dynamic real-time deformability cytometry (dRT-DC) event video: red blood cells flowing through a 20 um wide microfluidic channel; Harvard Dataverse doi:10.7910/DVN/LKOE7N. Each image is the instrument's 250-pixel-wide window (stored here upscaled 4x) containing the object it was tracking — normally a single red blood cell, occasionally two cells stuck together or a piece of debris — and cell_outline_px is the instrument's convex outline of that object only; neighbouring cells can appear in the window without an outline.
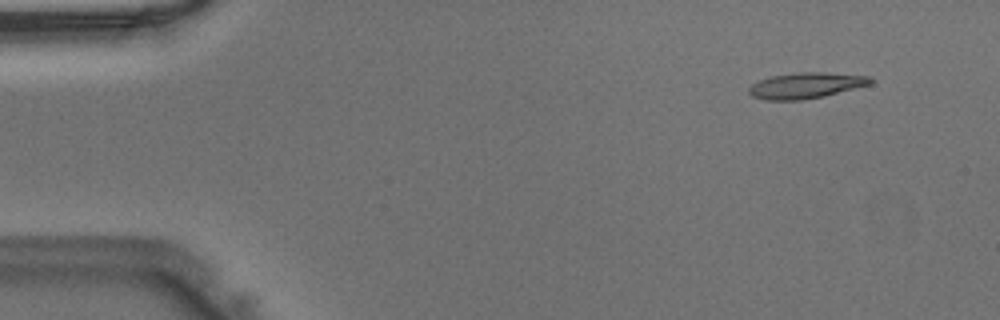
{"species": "Egyptian fruit bat (a non-hibernating species)", "species_latin": "Rousettus aegyptiacus", "temperature_condition": "warm", "stored_images_in_passage": 44, "camera_frame_rate_fps": 3000, "um_per_image_px": 0.085, "animal": {"sex": "male"}, "frame": {"image": 1, "passage_image": 3, "time_ms": 0.667, "image_size_px": [1000, 320], "cell_outline_px": [[872, 80], [868, 84], [820, 96], [792, 100], [772, 100], [756, 96], [752, 92], [752, 88], [756, 84], [764, 80], [776, 76], [860, 76]], "centroid_in_image_um": [68.44, 7.35], "position_along_channel_um": 16.6, "area_um2": 15.03}}
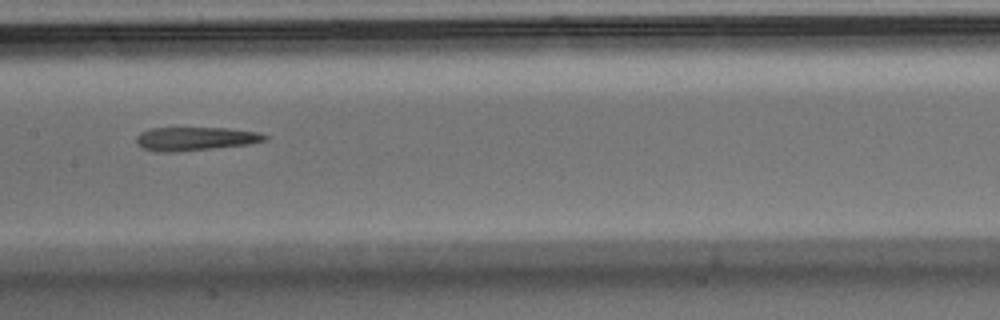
{"frame": {"image": 2, "passage_image": 22, "time_ms": 7.0, "image_size_px": [1000, 320], "cell_outline_px": [[264, 140], [244, 144], [204, 148], [148, 148], [140, 144], [136, 140], [144, 132], [160, 128], [220, 128], [252, 132], [264, 136]], "centroid_in_image_um": [16.67, 11.72], "position_along_channel_um": 190.7, "area_um2": 15.09}}
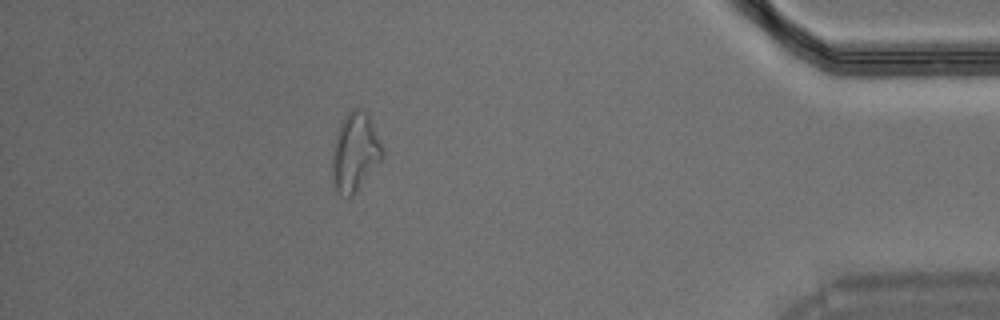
{"frame": {"image": 3, "passage_image": 40, "time_ms": 13.0, "image_size_px": [1000, 320], "cell_outline_px": [[380, 156], [352, 192], [336, 184], [336, 152], [340, 136], [344, 124], [348, 116], [352, 116], [368, 120], [380, 144]], "centroid_in_image_um": [30.23, 12.95], "position_along_channel_um": 405.0, "area_um2": 17.11}}